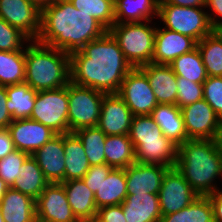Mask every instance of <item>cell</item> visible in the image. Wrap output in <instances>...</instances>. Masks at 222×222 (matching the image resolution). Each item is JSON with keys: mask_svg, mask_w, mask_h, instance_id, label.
I'll return each instance as SVG.
<instances>
[{"mask_svg": "<svg viewBox=\"0 0 222 222\" xmlns=\"http://www.w3.org/2000/svg\"><path fill=\"white\" fill-rule=\"evenodd\" d=\"M132 69L108 31L70 53L71 82L105 94H118L122 81Z\"/></svg>", "mask_w": 222, "mask_h": 222, "instance_id": "cell-1", "label": "cell"}, {"mask_svg": "<svg viewBox=\"0 0 222 222\" xmlns=\"http://www.w3.org/2000/svg\"><path fill=\"white\" fill-rule=\"evenodd\" d=\"M107 31L93 16L76 9L70 0H58L41 9L37 41L72 53Z\"/></svg>", "mask_w": 222, "mask_h": 222, "instance_id": "cell-2", "label": "cell"}, {"mask_svg": "<svg viewBox=\"0 0 222 222\" xmlns=\"http://www.w3.org/2000/svg\"><path fill=\"white\" fill-rule=\"evenodd\" d=\"M176 169L199 194L207 196L222 178V151L218 139H188L178 146Z\"/></svg>", "mask_w": 222, "mask_h": 222, "instance_id": "cell-3", "label": "cell"}, {"mask_svg": "<svg viewBox=\"0 0 222 222\" xmlns=\"http://www.w3.org/2000/svg\"><path fill=\"white\" fill-rule=\"evenodd\" d=\"M25 83L38 91L54 90L71 82L70 53L31 40L25 47Z\"/></svg>", "mask_w": 222, "mask_h": 222, "instance_id": "cell-4", "label": "cell"}, {"mask_svg": "<svg viewBox=\"0 0 222 222\" xmlns=\"http://www.w3.org/2000/svg\"><path fill=\"white\" fill-rule=\"evenodd\" d=\"M129 137L137 163L175 167L178 146L163 135L150 115L133 116Z\"/></svg>", "mask_w": 222, "mask_h": 222, "instance_id": "cell-5", "label": "cell"}, {"mask_svg": "<svg viewBox=\"0 0 222 222\" xmlns=\"http://www.w3.org/2000/svg\"><path fill=\"white\" fill-rule=\"evenodd\" d=\"M115 23L108 32L117 41L126 60L133 68L152 62L155 46L156 22Z\"/></svg>", "mask_w": 222, "mask_h": 222, "instance_id": "cell-6", "label": "cell"}, {"mask_svg": "<svg viewBox=\"0 0 222 222\" xmlns=\"http://www.w3.org/2000/svg\"><path fill=\"white\" fill-rule=\"evenodd\" d=\"M205 7H183L174 4H159L158 15L163 28L193 38L197 43L214 29L211 27Z\"/></svg>", "mask_w": 222, "mask_h": 222, "instance_id": "cell-7", "label": "cell"}, {"mask_svg": "<svg viewBox=\"0 0 222 222\" xmlns=\"http://www.w3.org/2000/svg\"><path fill=\"white\" fill-rule=\"evenodd\" d=\"M105 93L72 82L68 84L69 132L85 127H97Z\"/></svg>", "mask_w": 222, "mask_h": 222, "instance_id": "cell-8", "label": "cell"}, {"mask_svg": "<svg viewBox=\"0 0 222 222\" xmlns=\"http://www.w3.org/2000/svg\"><path fill=\"white\" fill-rule=\"evenodd\" d=\"M68 85L54 90L38 91L30 119L49 127L57 134L69 133Z\"/></svg>", "mask_w": 222, "mask_h": 222, "instance_id": "cell-9", "label": "cell"}, {"mask_svg": "<svg viewBox=\"0 0 222 222\" xmlns=\"http://www.w3.org/2000/svg\"><path fill=\"white\" fill-rule=\"evenodd\" d=\"M118 95L134 116L150 115L158 105L147 76L139 68L125 76Z\"/></svg>", "mask_w": 222, "mask_h": 222, "instance_id": "cell-10", "label": "cell"}, {"mask_svg": "<svg viewBox=\"0 0 222 222\" xmlns=\"http://www.w3.org/2000/svg\"><path fill=\"white\" fill-rule=\"evenodd\" d=\"M181 113L189 139H218L222 120L204 99L182 107Z\"/></svg>", "mask_w": 222, "mask_h": 222, "instance_id": "cell-11", "label": "cell"}, {"mask_svg": "<svg viewBox=\"0 0 222 222\" xmlns=\"http://www.w3.org/2000/svg\"><path fill=\"white\" fill-rule=\"evenodd\" d=\"M198 197L199 194L189 185L176 167L166 171L158 192L162 216L188 207Z\"/></svg>", "mask_w": 222, "mask_h": 222, "instance_id": "cell-12", "label": "cell"}, {"mask_svg": "<svg viewBox=\"0 0 222 222\" xmlns=\"http://www.w3.org/2000/svg\"><path fill=\"white\" fill-rule=\"evenodd\" d=\"M37 222H79L62 183H49L35 200Z\"/></svg>", "mask_w": 222, "mask_h": 222, "instance_id": "cell-13", "label": "cell"}, {"mask_svg": "<svg viewBox=\"0 0 222 222\" xmlns=\"http://www.w3.org/2000/svg\"><path fill=\"white\" fill-rule=\"evenodd\" d=\"M0 18L19 29L30 40H37L41 10L32 1L0 0Z\"/></svg>", "mask_w": 222, "mask_h": 222, "instance_id": "cell-14", "label": "cell"}, {"mask_svg": "<svg viewBox=\"0 0 222 222\" xmlns=\"http://www.w3.org/2000/svg\"><path fill=\"white\" fill-rule=\"evenodd\" d=\"M16 150L32 155L57 135L52 129L30 118L15 119L8 126Z\"/></svg>", "mask_w": 222, "mask_h": 222, "instance_id": "cell-15", "label": "cell"}, {"mask_svg": "<svg viewBox=\"0 0 222 222\" xmlns=\"http://www.w3.org/2000/svg\"><path fill=\"white\" fill-rule=\"evenodd\" d=\"M133 116L118 94H105L98 127L106 135H129Z\"/></svg>", "mask_w": 222, "mask_h": 222, "instance_id": "cell-16", "label": "cell"}, {"mask_svg": "<svg viewBox=\"0 0 222 222\" xmlns=\"http://www.w3.org/2000/svg\"><path fill=\"white\" fill-rule=\"evenodd\" d=\"M196 47L197 42L193 38L158 26L152 63L170 65L174 59Z\"/></svg>", "mask_w": 222, "mask_h": 222, "instance_id": "cell-17", "label": "cell"}, {"mask_svg": "<svg viewBox=\"0 0 222 222\" xmlns=\"http://www.w3.org/2000/svg\"><path fill=\"white\" fill-rule=\"evenodd\" d=\"M170 167L152 164H131L125 169L127 195L158 194L163 177Z\"/></svg>", "mask_w": 222, "mask_h": 222, "instance_id": "cell-18", "label": "cell"}, {"mask_svg": "<svg viewBox=\"0 0 222 222\" xmlns=\"http://www.w3.org/2000/svg\"><path fill=\"white\" fill-rule=\"evenodd\" d=\"M31 156L36 160L49 183L64 182V134H57Z\"/></svg>", "mask_w": 222, "mask_h": 222, "instance_id": "cell-19", "label": "cell"}, {"mask_svg": "<svg viewBox=\"0 0 222 222\" xmlns=\"http://www.w3.org/2000/svg\"><path fill=\"white\" fill-rule=\"evenodd\" d=\"M138 68L147 76L158 104L176 105L177 76L170 65L151 62Z\"/></svg>", "mask_w": 222, "mask_h": 222, "instance_id": "cell-20", "label": "cell"}, {"mask_svg": "<svg viewBox=\"0 0 222 222\" xmlns=\"http://www.w3.org/2000/svg\"><path fill=\"white\" fill-rule=\"evenodd\" d=\"M122 209L126 222H160L161 210L158 194L127 195Z\"/></svg>", "mask_w": 222, "mask_h": 222, "instance_id": "cell-21", "label": "cell"}, {"mask_svg": "<svg viewBox=\"0 0 222 222\" xmlns=\"http://www.w3.org/2000/svg\"><path fill=\"white\" fill-rule=\"evenodd\" d=\"M71 210L79 221L95 220L97 207L95 194L82 179L62 182Z\"/></svg>", "mask_w": 222, "mask_h": 222, "instance_id": "cell-22", "label": "cell"}, {"mask_svg": "<svg viewBox=\"0 0 222 222\" xmlns=\"http://www.w3.org/2000/svg\"><path fill=\"white\" fill-rule=\"evenodd\" d=\"M150 116L166 136L177 146L184 143L187 137L181 108L173 104H158Z\"/></svg>", "mask_w": 222, "mask_h": 222, "instance_id": "cell-23", "label": "cell"}, {"mask_svg": "<svg viewBox=\"0 0 222 222\" xmlns=\"http://www.w3.org/2000/svg\"><path fill=\"white\" fill-rule=\"evenodd\" d=\"M0 211L4 222H37L35 200L12 188L5 193Z\"/></svg>", "mask_w": 222, "mask_h": 222, "instance_id": "cell-24", "label": "cell"}, {"mask_svg": "<svg viewBox=\"0 0 222 222\" xmlns=\"http://www.w3.org/2000/svg\"><path fill=\"white\" fill-rule=\"evenodd\" d=\"M64 181L82 179L90 168L84 146L74 132L64 134Z\"/></svg>", "mask_w": 222, "mask_h": 222, "instance_id": "cell-25", "label": "cell"}, {"mask_svg": "<svg viewBox=\"0 0 222 222\" xmlns=\"http://www.w3.org/2000/svg\"><path fill=\"white\" fill-rule=\"evenodd\" d=\"M125 169L113 168L95 194L97 208L121 205L127 196Z\"/></svg>", "mask_w": 222, "mask_h": 222, "instance_id": "cell-26", "label": "cell"}, {"mask_svg": "<svg viewBox=\"0 0 222 222\" xmlns=\"http://www.w3.org/2000/svg\"><path fill=\"white\" fill-rule=\"evenodd\" d=\"M158 7L159 0H114L115 23L152 21Z\"/></svg>", "mask_w": 222, "mask_h": 222, "instance_id": "cell-27", "label": "cell"}, {"mask_svg": "<svg viewBox=\"0 0 222 222\" xmlns=\"http://www.w3.org/2000/svg\"><path fill=\"white\" fill-rule=\"evenodd\" d=\"M19 177L10 187L36 200L49 184L36 160L29 155L22 163Z\"/></svg>", "mask_w": 222, "mask_h": 222, "instance_id": "cell-28", "label": "cell"}, {"mask_svg": "<svg viewBox=\"0 0 222 222\" xmlns=\"http://www.w3.org/2000/svg\"><path fill=\"white\" fill-rule=\"evenodd\" d=\"M104 154L106 164L112 168L126 169L136 162L129 135H106Z\"/></svg>", "mask_w": 222, "mask_h": 222, "instance_id": "cell-29", "label": "cell"}, {"mask_svg": "<svg viewBox=\"0 0 222 222\" xmlns=\"http://www.w3.org/2000/svg\"><path fill=\"white\" fill-rule=\"evenodd\" d=\"M7 108L13 120L31 116L34 108L37 91L27 83L6 86Z\"/></svg>", "mask_w": 222, "mask_h": 222, "instance_id": "cell-30", "label": "cell"}, {"mask_svg": "<svg viewBox=\"0 0 222 222\" xmlns=\"http://www.w3.org/2000/svg\"><path fill=\"white\" fill-rule=\"evenodd\" d=\"M170 67L176 76L184 77L194 83L203 84L208 78L201 53L197 47L174 59Z\"/></svg>", "mask_w": 222, "mask_h": 222, "instance_id": "cell-31", "label": "cell"}, {"mask_svg": "<svg viewBox=\"0 0 222 222\" xmlns=\"http://www.w3.org/2000/svg\"><path fill=\"white\" fill-rule=\"evenodd\" d=\"M25 73V48L12 52L0 51V86L23 83Z\"/></svg>", "mask_w": 222, "mask_h": 222, "instance_id": "cell-32", "label": "cell"}, {"mask_svg": "<svg viewBox=\"0 0 222 222\" xmlns=\"http://www.w3.org/2000/svg\"><path fill=\"white\" fill-rule=\"evenodd\" d=\"M208 76L222 77V37L214 30L197 43Z\"/></svg>", "mask_w": 222, "mask_h": 222, "instance_id": "cell-33", "label": "cell"}, {"mask_svg": "<svg viewBox=\"0 0 222 222\" xmlns=\"http://www.w3.org/2000/svg\"><path fill=\"white\" fill-rule=\"evenodd\" d=\"M160 222H214L210 199L207 196H199L188 207L163 215Z\"/></svg>", "mask_w": 222, "mask_h": 222, "instance_id": "cell-34", "label": "cell"}, {"mask_svg": "<svg viewBox=\"0 0 222 222\" xmlns=\"http://www.w3.org/2000/svg\"><path fill=\"white\" fill-rule=\"evenodd\" d=\"M81 140L90 166L106 164L104 146L106 134L97 127H85L74 132Z\"/></svg>", "mask_w": 222, "mask_h": 222, "instance_id": "cell-35", "label": "cell"}, {"mask_svg": "<svg viewBox=\"0 0 222 222\" xmlns=\"http://www.w3.org/2000/svg\"><path fill=\"white\" fill-rule=\"evenodd\" d=\"M76 9L93 16L107 30L115 24L114 0H70Z\"/></svg>", "mask_w": 222, "mask_h": 222, "instance_id": "cell-36", "label": "cell"}, {"mask_svg": "<svg viewBox=\"0 0 222 222\" xmlns=\"http://www.w3.org/2000/svg\"><path fill=\"white\" fill-rule=\"evenodd\" d=\"M31 40L19 29L0 18V51L23 50ZM25 45V46H24Z\"/></svg>", "mask_w": 222, "mask_h": 222, "instance_id": "cell-37", "label": "cell"}, {"mask_svg": "<svg viewBox=\"0 0 222 222\" xmlns=\"http://www.w3.org/2000/svg\"><path fill=\"white\" fill-rule=\"evenodd\" d=\"M29 156L28 153L14 150L4 158L0 159V178L11 187L14 181L20 175V167L25 159Z\"/></svg>", "mask_w": 222, "mask_h": 222, "instance_id": "cell-38", "label": "cell"}, {"mask_svg": "<svg viewBox=\"0 0 222 222\" xmlns=\"http://www.w3.org/2000/svg\"><path fill=\"white\" fill-rule=\"evenodd\" d=\"M177 86L176 105L179 108L203 99V84L194 83L184 77L177 76Z\"/></svg>", "mask_w": 222, "mask_h": 222, "instance_id": "cell-39", "label": "cell"}, {"mask_svg": "<svg viewBox=\"0 0 222 222\" xmlns=\"http://www.w3.org/2000/svg\"><path fill=\"white\" fill-rule=\"evenodd\" d=\"M203 99L222 120V77L208 76L203 83Z\"/></svg>", "mask_w": 222, "mask_h": 222, "instance_id": "cell-40", "label": "cell"}, {"mask_svg": "<svg viewBox=\"0 0 222 222\" xmlns=\"http://www.w3.org/2000/svg\"><path fill=\"white\" fill-rule=\"evenodd\" d=\"M112 169L113 168L107 164L90 166L82 180L87 187L95 193L99 189L103 179L107 177Z\"/></svg>", "mask_w": 222, "mask_h": 222, "instance_id": "cell-41", "label": "cell"}, {"mask_svg": "<svg viewBox=\"0 0 222 222\" xmlns=\"http://www.w3.org/2000/svg\"><path fill=\"white\" fill-rule=\"evenodd\" d=\"M95 220L97 222H126L122 205L98 208Z\"/></svg>", "mask_w": 222, "mask_h": 222, "instance_id": "cell-42", "label": "cell"}, {"mask_svg": "<svg viewBox=\"0 0 222 222\" xmlns=\"http://www.w3.org/2000/svg\"><path fill=\"white\" fill-rule=\"evenodd\" d=\"M205 8L209 9V12L207 11V13H209L208 18H209L211 27L214 30L221 27L222 26V0H205ZM210 10H211V13H210Z\"/></svg>", "mask_w": 222, "mask_h": 222, "instance_id": "cell-43", "label": "cell"}, {"mask_svg": "<svg viewBox=\"0 0 222 222\" xmlns=\"http://www.w3.org/2000/svg\"><path fill=\"white\" fill-rule=\"evenodd\" d=\"M7 92L6 86H0V129H8L13 118L7 108Z\"/></svg>", "mask_w": 222, "mask_h": 222, "instance_id": "cell-44", "label": "cell"}, {"mask_svg": "<svg viewBox=\"0 0 222 222\" xmlns=\"http://www.w3.org/2000/svg\"><path fill=\"white\" fill-rule=\"evenodd\" d=\"M15 149L8 129H0V159L12 153Z\"/></svg>", "mask_w": 222, "mask_h": 222, "instance_id": "cell-45", "label": "cell"}, {"mask_svg": "<svg viewBox=\"0 0 222 222\" xmlns=\"http://www.w3.org/2000/svg\"><path fill=\"white\" fill-rule=\"evenodd\" d=\"M207 197L212 204L214 222H222V190L219 188Z\"/></svg>", "mask_w": 222, "mask_h": 222, "instance_id": "cell-46", "label": "cell"}, {"mask_svg": "<svg viewBox=\"0 0 222 222\" xmlns=\"http://www.w3.org/2000/svg\"><path fill=\"white\" fill-rule=\"evenodd\" d=\"M159 4H174L183 7H205V0H159Z\"/></svg>", "mask_w": 222, "mask_h": 222, "instance_id": "cell-47", "label": "cell"}, {"mask_svg": "<svg viewBox=\"0 0 222 222\" xmlns=\"http://www.w3.org/2000/svg\"><path fill=\"white\" fill-rule=\"evenodd\" d=\"M32 1L40 10L44 7L54 4L58 0H30Z\"/></svg>", "mask_w": 222, "mask_h": 222, "instance_id": "cell-48", "label": "cell"}, {"mask_svg": "<svg viewBox=\"0 0 222 222\" xmlns=\"http://www.w3.org/2000/svg\"><path fill=\"white\" fill-rule=\"evenodd\" d=\"M10 187L0 178V203Z\"/></svg>", "mask_w": 222, "mask_h": 222, "instance_id": "cell-49", "label": "cell"}, {"mask_svg": "<svg viewBox=\"0 0 222 222\" xmlns=\"http://www.w3.org/2000/svg\"><path fill=\"white\" fill-rule=\"evenodd\" d=\"M218 142H219V146H220L221 151H222V128H221V131H220V134H219V137H218Z\"/></svg>", "mask_w": 222, "mask_h": 222, "instance_id": "cell-50", "label": "cell"}, {"mask_svg": "<svg viewBox=\"0 0 222 222\" xmlns=\"http://www.w3.org/2000/svg\"><path fill=\"white\" fill-rule=\"evenodd\" d=\"M222 37V26L215 30Z\"/></svg>", "mask_w": 222, "mask_h": 222, "instance_id": "cell-51", "label": "cell"}, {"mask_svg": "<svg viewBox=\"0 0 222 222\" xmlns=\"http://www.w3.org/2000/svg\"><path fill=\"white\" fill-rule=\"evenodd\" d=\"M0 222H4V219H3V216L1 214V211H0Z\"/></svg>", "mask_w": 222, "mask_h": 222, "instance_id": "cell-52", "label": "cell"}, {"mask_svg": "<svg viewBox=\"0 0 222 222\" xmlns=\"http://www.w3.org/2000/svg\"><path fill=\"white\" fill-rule=\"evenodd\" d=\"M79 222H97L96 220H86V221H79Z\"/></svg>", "mask_w": 222, "mask_h": 222, "instance_id": "cell-53", "label": "cell"}]
</instances>
